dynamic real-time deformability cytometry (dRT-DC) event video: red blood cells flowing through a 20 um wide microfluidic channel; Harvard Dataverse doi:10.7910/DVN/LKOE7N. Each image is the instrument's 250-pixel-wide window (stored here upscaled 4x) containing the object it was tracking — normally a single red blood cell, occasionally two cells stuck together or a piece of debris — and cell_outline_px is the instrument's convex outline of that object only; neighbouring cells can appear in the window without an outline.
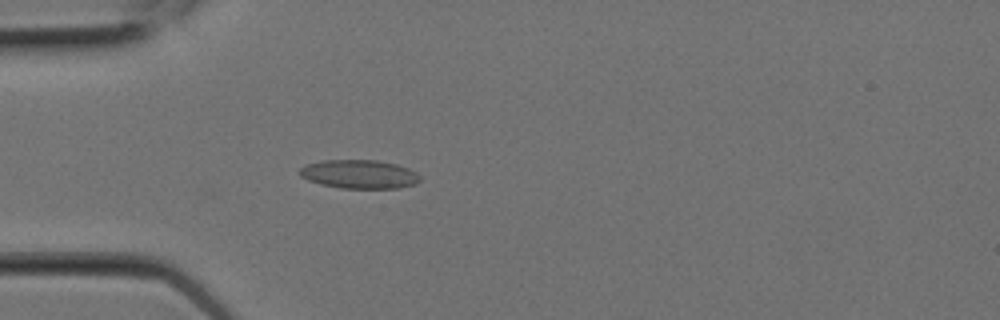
{"species": "Egyptian fruit bat (a non-hibernating species)", "species_latin": "Rousettus aegyptiacus", "temperature_condition": "room temperature", "stored_images_in_passage": 5, "camera_frame_rate_fps": 3000, "um_per_image_px": 0.085, "animal": {"sex": "female"}, "frame": {"image": 1, "passage_image": 5, "time_ms": 1.333, "image_size_px": [1000, 320], "cell_outline_px": [[420, 180], [416, 184], [400, 188], [340, 188], [320, 184], [308, 180], [300, 176], [300, 168], [308, 164], [324, 160], [376, 160], [396, 164], [408, 168], [416, 172], [420, 176]], "centroid_in_image_um": [30.56, 14.81], "position_along_channel_um": 54.4, "area_um2": 20.11}}